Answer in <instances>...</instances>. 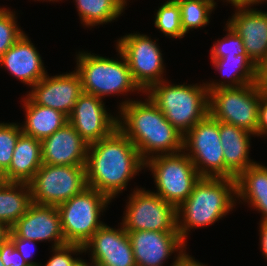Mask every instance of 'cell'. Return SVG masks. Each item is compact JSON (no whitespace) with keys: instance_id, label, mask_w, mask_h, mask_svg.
<instances>
[{"instance_id":"cell-1","label":"cell","mask_w":267,"mask_h":266,"mask_svg":"<svg viewBox=\"0 0 267 266\" xmlns=\"http://www.w3.org/2000/svg\"><path fill=\"white\" fill-rule=\"evenodd\" d=\"M85 169L88 187L112 200L145 169V162L136 146L117 127L108 137L89 145Z\"/></svg>"},{"instance_id":"cell-2","label":"cell","mask_w":267,"mask_h":266,"mask_svg":"<svg viewBox=\"0 0 267 266\" xmlns=\"http://www.w3.org/2000/svg\"><path fill=\"white\" fill-rule=\"evenodd\" d=\"M124 99L118 106V128L136 146L142 160L183 151V135L165 118L148 95Z\"/></svg>"},{"instance_id":"cell-3","label":"cell","mask_w":267,"mask_h":266,"mask_svg":"<svg viewBox=\"0 0 267 266\" xmlns=\"http://www.w3.org/2000/svg\"><path fill=\"white\" fill-rule=\"evenodd\" d=\"M236 179L201 177L177 208V228L186 244L192 229L213 225L235 209Z\"/></svg>"},{"instance_id":"cell-4","label":"cell","mask_w":267,"mask_h":266,"mask_svg":"<svg viewBox=\"0 0 267 266\" xmlns=\"http://www.w3.org/2000/svg\"><path fill=\"white\" fill-rule=\"evenodd\" d=\"M167 81L153 84L144 95L150 97L165 118L184 136L209 113V93L204 82L171 84Z\"/></svg>"},{"instance_id":"cell-5","label":"cell","mask_w":267,"mask_h":266,"mask_svg":"<svg viewBox=\"0 0 267 266\" xmlns=\"http://www.w3.org/2000/svg\"><path fill=\"white\" fill-rule=\"evenodd\" d=\"M118 59L103 57L91 51H79L76 54V67L81 78L82 91L99 97L127 96L128 93H144L134 82L128 63L122 52L116 47ZM120 58V59H119ZM140 92V93H139Z\"/></svg>"},{"instance_id":"cell-6","label":"cell","mask_w":267,"mask_h":266,"mask_svg":"<svg viewBox=\"0 0 267 266\" xmlns=\"http://www.w3.org/2000/svg\"><path fill=\"white\" fill-rule=\"evenodd\" d=\"M111 202L103 193L87 187L68 201L59 204L57 208L66 244L84 246L105 224L100 217Z\"/></svg>"},{"instance_id":"cell-7","label":"cell","mask_w":267,"mask_h":266,"mask_svg":"<svg viewBox=\"0 0 267 266\" xmlns=\"http://www.w3.org/2000/svg\"><path fill=\"white\" fill-rule=\"evenodd\" d=\"M146 168L156 185L153 193L176 208L189 197L201 178L185 151L152 157L145 162Z\"/></svg>"},{"instance_id":"cell-8","label":"cell","mask_w":267,"mask_h":266,"mask_svg":"<svg viewBox=\"0 0 267 266\" xmlns=\"http://www.w3.org/2000/svg\"><path fill=\"white\" fill-rule=\"evenodd\" d=\"M265 87L259 81L238 88L209 92V114L219 122L233 124L256 135L259 103Z\"/></svg>"},{"instance_id":"cell-9","label":"cell","mask_w":267,"mask_h":266,"mask_svg":"<svg viewBox=\"0 0 267 266\" xmlns=\"http://www.w3.org/2000/svg\"><path fill=\"white\" fill-rule=\"evenodd\" d=\"M126 231L178 232L177 208L145 188H134L123 211Z\"/></svg>"},{"instance_id":"cell-10","label":"cell","mask_w":267,"mask_h":266,"mask_svg":"<svg viewBox=\"0 0 267 266\" xmlns=\"http://www.w3.org/2000/svg\"><path fill=\"white\" fill-rule=\"evenodd\" d=\"M29 186L33 203L58 206L88 187L85 165L42 164Z\"/></svg>"},{"instance_id":"cell-11","label":"cell","mask_w":267,"mask_h":266,"mask_svg":"<svg viewBox=\"0 0 267 266\" xmlns=\"http://www.w3.org/2000/svg\"><path fill=\"white\" fill-rule=\"evenodd\" d=\"M183 151L201 177L226 178L219 121L209 113L184 135Z\"/></svg>"},{"instance_id":"cell-12","label":"cell","mask_w":267,"mask_h":266,"mask_svg":"<svg viewBox=\"0 0 267 266\" xmlns=\"http://www.w3.org/2000/svg\"><path fill=\"white\" fill-rule=\"evenodd\" d=\"M158 39L146 34L129 33L120 37L116 47L124 55L134 82L145 93L153 84L164 79L165 65Z\"/></svg>"},{"instance_id":"cell-13","label":"cell","mask_w":267,"mask_h":266,"mask_svg":"<svg viewBox=\"0 0 267 266\" xmlns=\"http://www.w3.org/2000/svg\"><path fill=\"white\" fill-rule=\"evenodd\" d=\"M105 104L99 97L83 92L68 117V122L89 145L108 137L118 127V114L109 113Z\"/></svg>"},{"instance_id":"cell-14","label":"cell","mask_w":267,"mask_h":266,"mask_svg":"<svg viewBox=\"0 0 267 266\" xmlns=\"http://www.w3.org/2000/svg\"><path fill=\"white\" fill-rule=\"evenodd\" d=\"M27 93L34 104L53 108L69 117L83 93L81 78L76 70L54 76L47 73Z\"/></svg>"},{"instance_id":"cell-15","label":"cell","mask_w":267,"mask_h":266,"mask_svg":"<svg viewBox=\"0 0 267 266\" xmlns=\"http://www.w3.org/2000/svg\"><path fill=\"white\" fill-rule=\"evenodd\" d=\"M90 259L104 266H137L127 231L120 223L116 229L104 224L83 246Z\"/></svg>"},{"instance_id":"cell-16","label":"cell","mask_w":267,"mask_h":266,"mask_svg":"<svg viewBox=\"0 0 267 266\" xmlns=\"http://www.w3.org/2000/svg\"><path fill=\"white\" fill-rule=\"evenodd\" d=\"M19 238L51 242L56 248L66 244L57 206L31 203L27 212L10 228Z\"/></svg>"},{"instance_id":"cell-17","label":"cell","mask_w":267,"mask_h":266,"mask_svg":"<svg viewBox=\"0 0 267 266\" xmlns=\"http://www.w3.org/2000/svg\"><path fill=\"white\" fill-rule=\"evenodd\" d=\"M230 17L227 23L241 37L248 57L261 69L267 63V12L236 7Z\"/></svg>"},{"instance_id":"cell-18","label":"cell","mask_w":267,"mask_h":266,"mask_svg":"<svg viewBox=\"0 0 267 266\" xmlns=\"http://www.w3.org/2000/svg\"><path fill=\"white\" fill-rule=\"evenodd\" d=\"M137 266H163L174 253L187 248L179 232L127 231Z\"/></svg>"},{"instance_id":"cell-19","label":"cell","mask_w":267,"mask_h":266,"mask_svg":"<svg viewBox=\"0 0 267 266\" xmlns=\"http://www.w3.org/2000/svg\"><path fill=\"white\" fill-rule=\"evenodd\" d=\"M89 144L67 122L41 140L42 164L79 166L86 164Z\"/></svg>"},{"instance_id":"cell-20","label":"cell","mask_w":267,"mask_h":266,"mask_svg":"<svg viewBox=\"0 0 267 266\" xmlns=\"http://www.w3.org/2000/svg\"><path fill=\"white\" fill-rule=\"evenodd\" d=\"M0 66L29 87L35 85L47 74L39 51L25 32L0 57Z\"/></svg>"},{"instance_id":"cell-21","label":"cell","mask_w":267,"mask_h":266,"mask_svg":"<svg viewBox=\"0 0 267 266\" xmlns=\"http://www.w3.org/2000/svg\"><path fill=\"white\" fill-rule=\"evenodd\" d=\"M219 134L226 166V178L236 179L249 166L256 163L249 157L251 137L255 135L225 122H219Z\"/></svg>"},{"instance_id":"cell-22","label":"cell","mask_w":267,"mask_h":266,"mask_svg":"<svg viewBox=\"0 0 267 266\" xmlns=\"http://www.w3.org/2000/svg\"><path fill=\"white\" fill-rule=\"evenodd\" d=\"M214 69L222 74V79L209 80L205 83L208 93L221 88H238L260 81V69L252 62L247 54L225 56L220 59H211Z\"/></svg>"},{"instance_id":"cell-23","label":"cell","mask_w":267,"mask_h":266,"mask_svg":"<svg viewBox=\"0 0 267 266\" xmlns=\"http://www.w3.org/2000/svg\"><path fill=\"white\" fill-rule=\"evenodd\" d=\"M42 166L41 140L22 133L13 151L9 168L2 174L4 181L29 183Z\"/></svg>"},{"instance_id":"cell-24","label":"cell","mask_w":267,"mask_h":266,"mask_svg":"<svg viewBox=\"0 0 267 266\" xmlns=\"http://www.w3.org/2000/svg\"><path fill=\"white\" fill-rule=\"evenodd\" d=\"M237 201L248 203L267 221V166L255 163L236 178ZM243 202H242V201Z\"/></svg>"},{"instance_id":"cell-25","label":"cell","mask_w":267,"mask_h":266,"mask_svg":"<svg viewBox=\"0 0 267 266\" xmlns=\"http://www.w3.org/2000/svg\"><path fill=\"white\" fill-rule=\"evenodd\" d=\"M21 99L25 121L20 126L22 133L28 136L42 140L51 136L68 122V117L58 110L34 104L27 96Z\"/></svg>"},{"instance_id":"cell-26","label":"cell","mask_w":267,"mask_h":266,"mask_svg":"<svg viewBox=\"0 0 267 266\" xmlns=\"http://www.w3.org/2000/svg\"><path fill=\"white\" fill-rule=\"evenodd\" d=\"M29 183L7 182L0 184V222L11 228L31 205Z\"/></svg>"},{"instance_id":"cell-27","label":"cell","mask_w":267,"mask_h":266,"mask_svg":"<svg viewBox=\"0 0 267 266\" xmlns=\"http://www.w3.org/2000/svg\"><path fill=\"white\" fill-rule=\"evenodd\" d=\"M84 27L111 23L125 11L127 0H73Z\"/></svg>"},{"instance_id":"cell-28","label":"cell","mask_w":267,"mask_h":266,"mask_svg":"<svg viewBox=\"0 0 267 266\" xmlns=\"http://www.w3.org/2000/svg\"><path fill=\"white\" fill-rule=\"evenodd\" d=\"M177 2L180 6L182 30L185 34L192 29L208 25L211 13L217 6L215 0H180Z\"/></svg>"},{"instance_id":"cell-29","label":"cell","mask_w":267,"mask_h":266,"mask_svg":"<svg viewBox=\"0 0 267 266\" xmlns=\"http://www.w3.org/2000/svg\"><path fill=\"white\" fill-rule=\"evenodd\" d=\"M154 19V26L167 38L181 39L186 35L182 30L181 11L177 1L167 0L158 6Z\"/></svg>"},{"instance_id":"cell-30","label":"cell","mask_w":267,"mask_h":266,"mask_svg":"<svg viewBox=\"0 0 267 266\" xmlns=\"http://www.w3.org/2000/svg\"><path fill=\"white\" fill-rule=\"evenodd\" d=\"M21 123H0V172L3 174L12 160L13 151L22 134Z\"/></svg>"},{"instance_id":"cell-31","label":"cell","mask_w":267,"mask_h":266,"mask_svg":"<svg viewBox=\"0 0 267 266\" xmlns=\"http://www.w3.org/2000/svg\"><path fill=\"white\" fill-rule=\"evenodd\" d=\"M15 10L0 7V57L21 37L24 31L19 28Z\"/></svg>"},{"instance_id":"cell-32","label":"cell","mask_w":267,"mask_h":266,"mask_svg":"<svg viewBox=\"0 0 267 266\" xmlns=\"http://www.w3.org/2000/svg\"><path fill=\"white\" fill-rule=\"evenodd\" d=\"M226 35L214 42L210 49V59H220L225 56L247 54L241 37L226 22Z\"/></svg>"},{"instance_id":"cell-33","label":"cell","mask_w":267,"mask_h":266,"mask_svg":"<svg viewBox=\"0 0 267 266\" xmlns=\"http://www.w3.org/2000/svg\"><path fill=\"white\" fill-rule=\"evenodd\" d=\"M51 250L53 254L49 257L50 259L47 260L45 265L41 264L40 266H71L77 259L74 255L77 256V254L82 255V253H84L83 246L76 244H65L60 247L52 248Z\"/></svg>"},{"instance_id":"cell-34","label":"cell","mask_w":267,"mask_h":266,"mask_svg":"<svg viewBox=\"0 0 267 266\" xmlns=\"http://www.w3.org/2000/svg\"><path fill=\"white\" fill-rule=\"evenodd\" d=\"M9 239L13 242L17 251L21 254V256L24 258V260L28 263L29 266L41 265L40 263L34 262L32 260L34 255V249L35 250L37 249L36 248L37 241L19 238L11 230L9 233Z\"/></svg>"},{"instance_id":"cell-35","label":"cell","mask_w":267,"mask_h":266,"mask_svg":"<svg viewBox=\"0 0 267 266\" xmlns=\"http://www.w3.org/2000/svg\"><path fill=\"white\" fill-rule=\"evenodd\" d=\"M0 259L4 266H29L9 238L0 246Z\"/></svg>"},{"instance_id":"cell-36","label":"cell","mask_w":267,"mask_h":266,"mask_svg":"<svg viewBox=\"0 0 267 266\" xmlns=\"http://www.w3.org/2000/svg\"><path fill=\"white\" fill-rule=\"evenodd\" d=\"M264 138L267 136V89L262 90L261 100L259 103V114H258V127L255 137Z\"/></svg>"},{"instance_id":"cell-37","label":"cell","mask_w":267,"mask_h":266,"mask_svg":"<svg viewBox=\"0 0 267 266\" xmlns=\"http://www.w3.org/2000/svg\"><path fill=\"white\" fill-rule=\"evenodd\" d=\"M175 259V260H174ZM170 266H207L191 257L186 250L182 254H176Z\"/></svg>"},{"instance_id":"cell-38","label":"cell","mask_w":267,"mask_h":266,"mask_svg":"<svg viewBox=\"0 0 267 266\" xmlns=\"http://www.w3.org/2000/svg\"><path fill=\"white\" fill-rule=\"evenodd\" d=\"M259 240H260V250L262 251V255L267 260V221H259Z\"/></svg>"},{"instance_id":"cell-39","label":"cell","mask_w":267,"mask_h":266,"mask_svg":"<svg viewBox=\"0 0 267 266\" xmlns=\"http://www.w3.org/2000/svg\"><path fill=\"white\" fill-rule=\"evenodd\" d=\"M224 2H227L231 4V6L236 7H254L257 4H261V0H223Z\"/></svg>"},{"instance_id":"cell-40","label":"cell","mask_w":267,"mask_h":266,"mask_svg":"<svg viewBox=\"0 0 267 266\" xmlns=\"http://www.w3.org/2000/svg\"><path fill=\"white\" fill-rule=\"evenodd\" d=\"M10 228L0 222V246L9 238Z\"/></svg>"},{"instance_id":"cell-41","label":"cell","mask_w":267,"mask_h":266,"mask_svg":"<svg viewBox=\"0 0 267 266\" xmlns=\"http://www.w3.org/2000/svg\"><path fill=\"white\" fill-rule=\"evenodd\" d=\"M260 82L267 89V63L260 69Z\"/></svg>"},{"instance_id":"cell-42","label":"cell","mask_w":267,"mask_h":266,"mask_svg":"<svg viewBox=\"0 0 267 266\" xmlns=\"http://www.w3.org/2000/svg\"><path fill=\"white\" fill-rule=\"evenodd\" d=\"M71 266H89V262H87V260L85 261L81 259L80 257H77V259Z\"/></svg>"},{"instance_id":"cell-43","label":"cell","mask_w":267,"mask_h":266,"mask_svg":"<svg viewBox=\"0 0 267 266\" xmlns=\"http://www.w3.org/2000/svg\"><path fill=\"white\" fill-rule=\"evenodd\" d=\"M89 266H104V265H101L95 261L90 260Z\"/></svg>"},{"instance_id":"cell-44","label":"cell","mask_w":267,"mask_h":266,"mask_svg":"<svg viewBox=\"0 0 267 266\" xmlns=\"http://www.w3.org/2000/svg\"><path fill=\"white\" fill-rule=\"evenodd\" d=\"M34 1H36V0H34ZM37 1H42V0H37ZM44 1H46V2H48V1L51 2L52 1L53 3L54 2H59V0H48V1L47 0H43L42 2H44ZM60 1H62V0H60Z\"/></svg>"},{"instance_id":"cell-45","label":"cell","mask_w":267,"mask_h":266,"mask_svg":"<svg viewBox=\"0 0 267 266\" xmlns=\"http://www.w3.org/2000/svg\"><path fill=\"white\" fill-rule=\"evenodd\" d=\"M3 181H4V179H3V175H2V173L0 172V184H1Z\"/></svg>"},{"instance_id":"cell-46","label":"cell","mask_w":267,"mask_h":266,"mask_svg":"<svg viewBox=\"0 0 267 266\" xmlns=\"http://www.w3.org/2000/svg\"><path fill=\"white\" fill-rule=\"evenodd\" d=\"M265 2H267V0H261V4H263V3H265Z\"/></svg>"},{"instance_id":"cell-47","label":"cell","mask_w":267,"mask_h":266,"mask_svg":"<svg viewBox=\"0 0 267 266\" xmlns=\"http://www.w3.org/2000/svg\"><path fill=\"white\" fill-rule=\"evenodd\" d=\"M0 266H4L2 260L0 259Z\"/></svg>"}]
</instances>
